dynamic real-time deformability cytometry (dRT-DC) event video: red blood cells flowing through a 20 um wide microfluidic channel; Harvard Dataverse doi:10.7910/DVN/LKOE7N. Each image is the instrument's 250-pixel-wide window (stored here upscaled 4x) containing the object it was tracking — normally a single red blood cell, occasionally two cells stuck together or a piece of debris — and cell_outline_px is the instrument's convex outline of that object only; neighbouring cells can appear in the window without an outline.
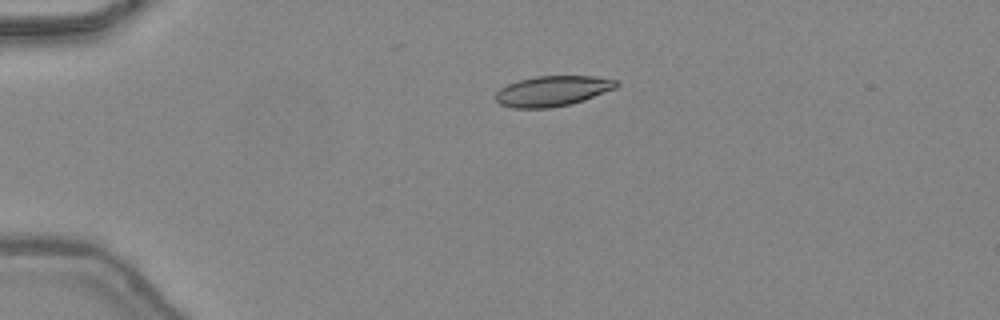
{"species": "common noctule bat (a hibernating species)", "species_latin": "Nyctalus noctula", "temperature_condition": "warm", "stored_images_in_passage": 28, "camera_frame_rate_fps": 3000, "um_per_image_px": 0.085, "animal": {"sex": "female", "body_mass_g": 24.6, "forearm_length_mm": 56.2}, "frame": {"image": 1, "passage_image": 5, "time_ms": 1.333, "image_size_px": [1000, 320], "cell_outline_px": [[620, 84], [616, 88], [584, 100], [572, 104], [548, 108], [512, 108], [500, 104], [496, 100], [496, 92], [500, 88], [508, 84], [520, 80], [536, 76], [596, 76], [616, 80]], "centroid_in_image_um": [46.98, 7.74], "position_along_channel_um": 38.0, "area_um2": 21.39}}
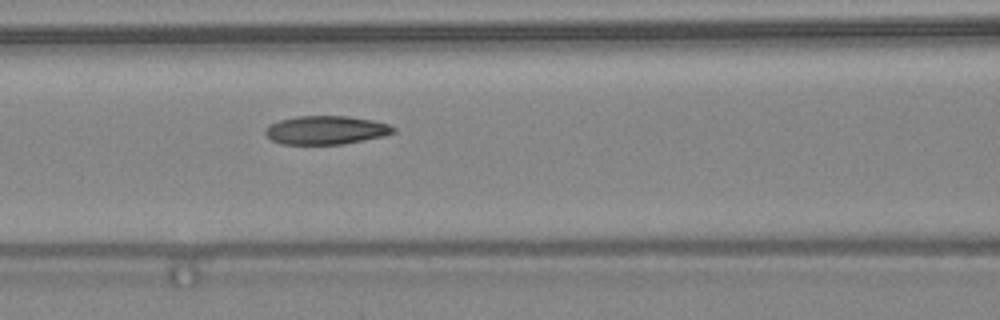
{"frame": {"image": 2, "passage_image": 15, "time_ms": 4.667, "image_size_px": [1000, 320], "cell_outline_px": [[396, 132], [384, 136], [344, 144], [280, 144], [272, 140], [264, 132], [264, 128], [268, 124], [280, 120], [296, 116], [348, 116], [372, 120], [388, 124], [396, 128]], "centroid_in_image_um": [27.7, 11.06], "position_along_channel_um": 138.9, "area_um2": 21.44}}
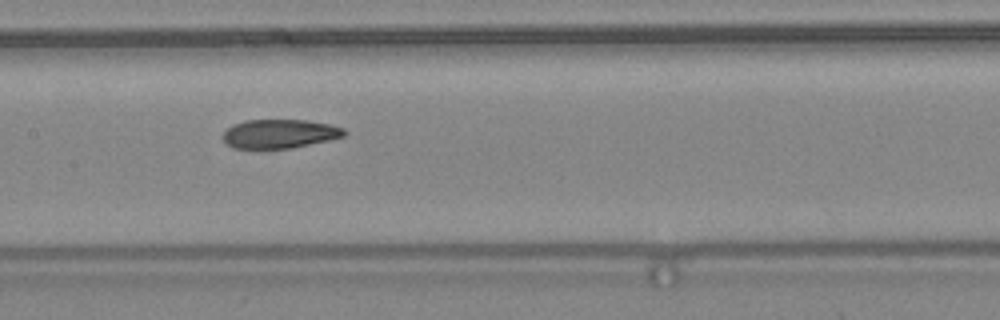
{"frame": {"image": 3, "passage_image": 18, "time_ms": 5.667, "image_size_px": [1000, 320], "cell_outline_px": [[348, 132], [344, 136], [328, 140], [292, 148], [232, 148], [220, 136], [232, 124], [244, 120], [308, 120], [328, 124], [344, 128]], "centroid_in_image_um": [23.75, 11.36], "position_along_channel_um": 183.6, "area_um2": 20.46}}